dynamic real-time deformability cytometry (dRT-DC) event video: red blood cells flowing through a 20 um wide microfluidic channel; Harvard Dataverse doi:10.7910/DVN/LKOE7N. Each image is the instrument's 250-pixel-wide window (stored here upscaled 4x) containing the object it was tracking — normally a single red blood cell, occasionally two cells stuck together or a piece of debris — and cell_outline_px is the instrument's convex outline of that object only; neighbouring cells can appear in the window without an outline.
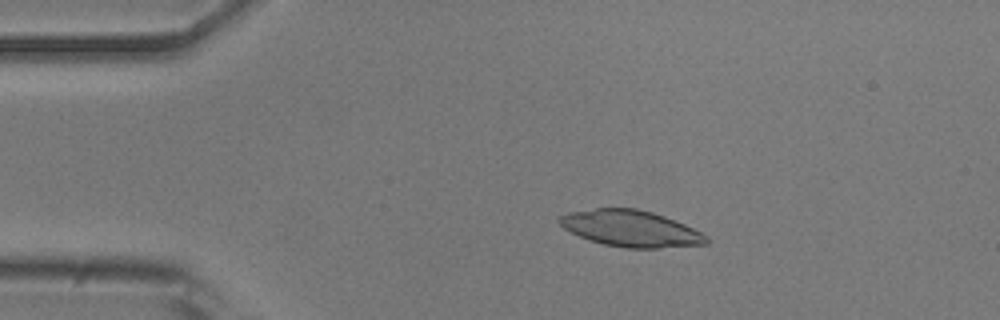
{"species": "common noctule bat (a hibernating species)", "species_latin": "Nyctalus noctula", "temperature_condition": "room temperature", "stored_images_in_passage": 43, "camera_frame_rate_fps": 3000, "um_per_image_px": 0.085, "animal": {"sex": "male", "body_mass_g": 20.5, "forearm_length_mm": 52.5}, "frame": {"image": 1, "passage_image": 1, "time_ms": 0.0, "image_size_px": [1000, 320], "cell_outline_px": [[708, 244], [660, 248], [624, 248], [604, 244], [588, 240], [564, 228], [556, 220], [560, 216], [568, 212], [596, 208], [636, 208], [652, 212], [664, 216], [684, 224], [708, 236]], "centroid_in_image_um": [53.6, 19.43], "position_along_channel_um": 31.4, "area_um2": 31.1}}
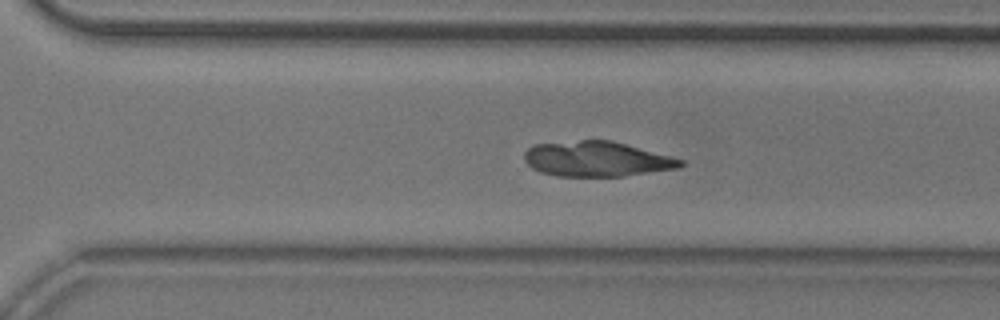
{"frame": {"image": 2, "passage_image": 27, "time_ms": 8.667, "image_size_px": [1000, 320], "cell_outline_px": [[684, 164], [680, 168], [624, 176], [556, 176], [540, 172], [532, 168], [524, 160], [524, 152], [532, 144], [580, 140], [612, 140], [684, 160]], "centroid_in_image_um": [50.7, 13.51], "position_along_channel_um": 319.9, "area_um2": 32.08}}
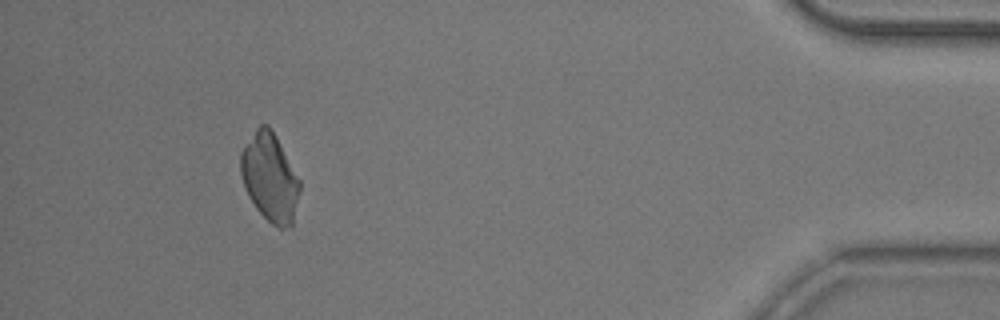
{"frame": {"image": 3, "passage_image": 39, "time_ms": 12.667, "image_size_px": [1000, 320], "cell_outline_px": [[300, 192], [292, 228], [280, 228], [272, 224], [256, 208], [248, 196], [244, 188], [240, 172], [240, 152], [244, 144], [256, 128], [260, 124], [268, 124], [276, 136], [300, 180]], "centroid_in_image_um": [22.93, 15.08], "position_along_channel_um": 412.3, "area_um2": 30.58}}